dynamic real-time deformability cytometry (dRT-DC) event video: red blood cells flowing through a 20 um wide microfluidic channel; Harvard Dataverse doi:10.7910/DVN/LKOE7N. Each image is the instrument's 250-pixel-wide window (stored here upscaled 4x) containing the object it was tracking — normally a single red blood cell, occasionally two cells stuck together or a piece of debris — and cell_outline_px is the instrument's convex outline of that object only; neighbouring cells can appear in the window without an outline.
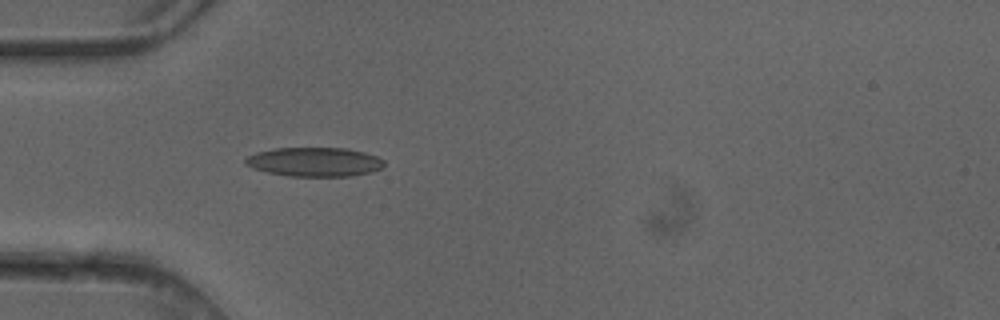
{"species": "common noctule bat (a hibernating species)", "species_latin": "Nyctalus noctula", "temperature_condition": "cold", "stored_images_in_passage": 1, "camera_frame_rate_fps": 3000, "um_per_image_px": 0.085, "animal": {"sex": "female"}, "frame": {"image": 1, "passage_image": 1, "time_ms": 0.0, "image_size_px": [1000, 320], "cell_outline_px": [[384, 164], [380, 168], [372, 172], [352, 176], [288, 176], [268, 172], [252, 168], [244, 164], [244, 160], [248, 156], [256, 152], [276, 148], [348, 148], [364, 152], [376, 156], [384, 160]], "centroid_in_image_um": [26.72, 13.76], "position_along_channel_um": 58.3, "area_um2": 23.58}}